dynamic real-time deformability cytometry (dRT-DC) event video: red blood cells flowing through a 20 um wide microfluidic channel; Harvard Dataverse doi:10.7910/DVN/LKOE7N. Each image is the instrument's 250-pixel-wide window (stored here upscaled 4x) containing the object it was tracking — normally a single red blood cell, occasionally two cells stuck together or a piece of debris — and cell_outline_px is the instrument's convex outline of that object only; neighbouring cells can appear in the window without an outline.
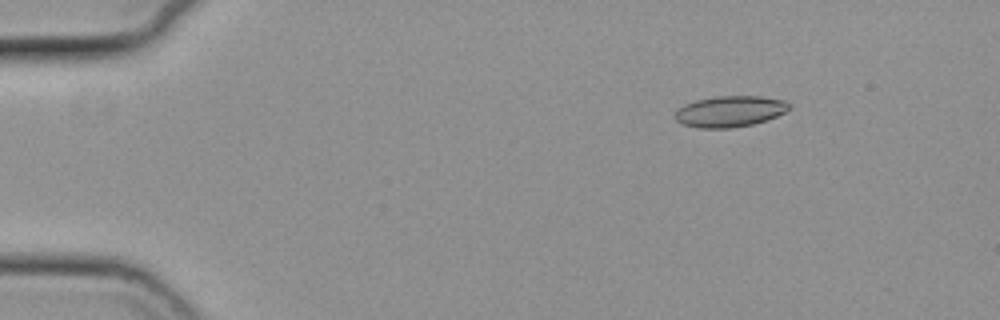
{"species": "common noctule bat (a hibernating species)", "species_latin": "Nyctalus noctula", "temperature_condition": "cold", "stored_images_in_passage": 52, "camera_frame_rate_fps": 3000, "um_per_image_px": 0.085, "animal": {"sex": "female", "body_mass_g": 19.3, "forearm_length_mm": 54.1}, "frame": {"image": 1, "passage_image": 4, "time_ms": 1.0, "image_size_px": [1000, 320], "cell_outline_px": [[792, 108], [768, 120], [752, 124], [732, 128], [700, 128], [684, 124], [676, 120], [676, 108], [684, 104], [696, 100], [716, 96], [760, 96], [784, 100], [792, 104]], "centroid_in_image_um": [62.07, 9.46], "position_along_channel_um": 22.9, "area_um2": 20.75}}
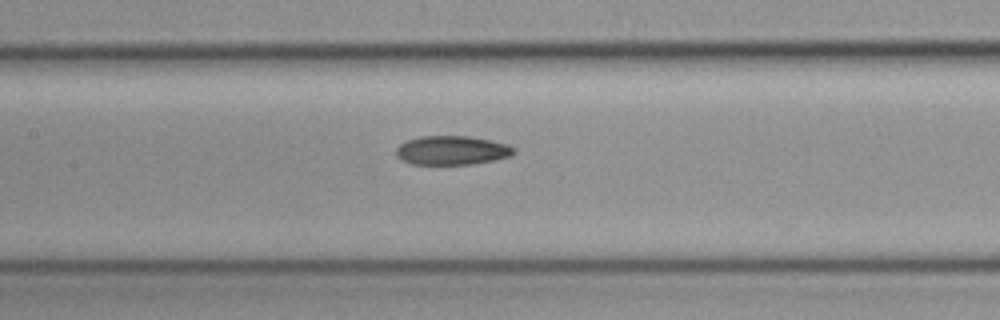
{"frame": {"image": 2, "passage_image": 23, "time_ms": 7.333, "image_size_px": [1000, 320], "cell_outline_px": [[516, 152], [512, 156], [472, 164], [408, 164], [400, 160], [396, 156], [396, 148], [400, 144], [408, 140], [420, 136], [468, 136], [492, 140], [508, 144], [516, 148]], "centroid_in_image_um": [38.42, 12.78], "position_along_channel_um": 169.0, "area_um2": 20.11}}
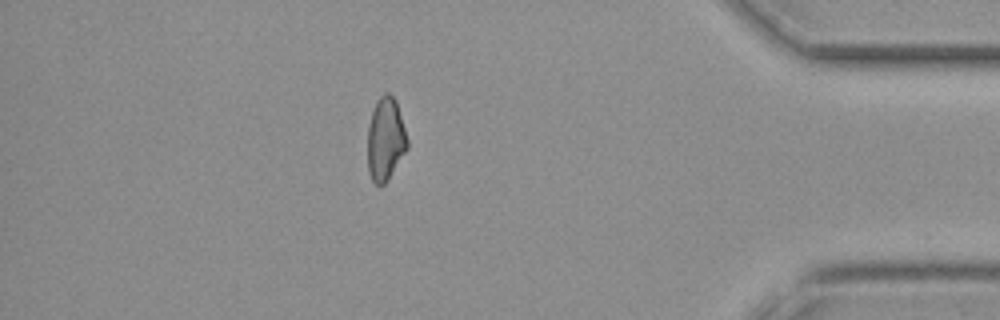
{"frame": {"image": 3, "passage_image": 45, "time_ms": 14.667, "image_size_px": [1000, 320], "cell_outline_px": [[408, 148], [388, 180], [384, 184], [376, 184], [372, 180], [368, 172], [368, 124], [376, 100], [384, 92], [388, 92], [396, 100], [408, 140]], "centroid_in_image_um": [32.77, 11.82], "position_along_channel_um": 402.4, "area_um2": 19.31}, "authors_computed_cell_mechanics": {"area_um2": 20.1144, "velocity_mm_per_s": 3.7398, "shape_relaxation_time_tau1_ms": null, "shape_relaxation_time_tau2_ms": 4.2945, "deformation_change_tau1": null, "deformation_change_tau2": 0.0998}}